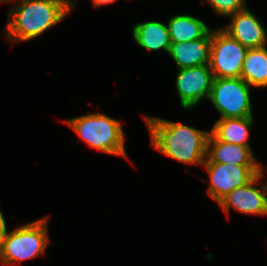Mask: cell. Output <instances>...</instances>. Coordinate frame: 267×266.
Listing matches in <instances>:
<instances>
[{"label": "cell", "instance_id": "obj_17", "mask_svg": "<svg viewBox=\"0 0 267 266\" xmlns=\"http://www.w3.org/2000/svg\"><path fill=\"white\" fill-rule=\"evenodd\" d=\"M205 1L217 15L225 18L247 7L246 0H202L201 4L204 5Z\"/></svg>", "mask_w": 267, "mask_h": 266}, {"label": "cell", "instance_id": "obj_6", "mask_svg": "<svg viewBox=\"0 0 267 266\" xmlns=\"http://www.w3.org/2000/svg\"><path fill=\"white\" fill-rule=\"evenodd\" d=\"M247 51L222 28L212 29L209 67L214 78L240 77Z\"/></svg>", "mask_w": 267, "mask_h": 266}, {"label": "cell", "instance_id": "obj_21", "mask_svg": "<svg viewBox=\"0 0 267 266\" xmlns=\"http://www.w3.org/2000/svg\"><path fill=\"white\" fill-rule=\"evenodd\" d=\"M11 0H0V3H8Z\"/></svg>", "mask_w": 267, "mask_h": 266}, {"label": "cell", "instance_id": "obj_16", "mask_svg": "<svg viewBox=\"0 0 267 266\" xmlns=\"http://www.w3.org/2000/svg\"><path fill=\"white\" fill-rule=\"evenodd\" d=\"M240 77L251 88H267V46L248 49Z\"/></svg>", "mask_w": 267, "mask_h": 266}, {"label": "cell", "instance_id": "obj_13", "mask_svg": "<svg viewBox=\"0 0 267 266\" xmlns=\"http://www.w3.org/2000/svg\"><path fill=\"white\" fill-rule=\"evenodd\" d=\"M135 42L148 51H165L168 54L171 45L168 27L159 21H146L132 26Z\"/></svg>", "mask_w": 267, "mask_h": 266}, {"label": "cell", "instance_id": "obj_20", "mask_svg": "<svg viewBox=\"0 0 267 266\" xmlns=\"http://www.w3.org/2000/svg\"><path fill=\"white\" fill-rule=\"evenodd\" d=\"M264 170H265V172H264ZM260 173L262 175H264V173H267V167H265L264 165L260 164ZM265 181H266V184H267V178H266Z\"/></svg>", "mask_w": 267, "mask_h": 266}, {"label": "cell", "instance_id": "obj_15", "mask_svg": "<svg viewBox=\"0 0 267 266\" xmlns=\"http://www.w3.org/2000/svg\"><path fill=\"white\" fill-rule=\"evenodd\" d=\"M171 43L188 42L203 38L212 28L202 19L187 14H176L167 21Z\"/></svg>", "mask_w": 267, "mask_h": 266}, {"label": "cell", "instance_id": "obj_7", "mask_svg": "<svg viewBox=\"0 0 267 266\" xmlns=\"http://www.w3.org/2000/svg\"><path fill=\"white\" fill-rule=\"evenodd\" d=\"M209 175L208 195L218 204L230 192L248 184L260 173V166H239L222 163H204Z\"/></svg>", "mask_w": 267, "mask_h": 266}, {"label": "cell", "instance_id": "obj_18", "mask_svg": "<svg viewBox=\"0 0 267 266\" xmlns=\"http://www.w3.org/2000/svg\"><path fill=\"white\" fill-rule=\"evenodd\" d=\"M7 231H8V229L6 226V221L4 219V215L2 213V210L0 209V250L2 248L3 241L5 239Z\"/></svg>", "mask_w": 267, "mask_h": 266}, {"label": "cell", "instance_id": "obj_5", "mask_svg": "<svg viewBox=\"0 0 267 266\" xmlns=\"http://www.w3.org/2000/svg\"><path fill=\"white\" fill-rule=\"evenodd\" d=\"M250 87L241 77L214 78L208 100L220 118L254 117Z\"/></svg>", "mask_w": 267, "mask_h": 266}, {"label": "cell", "instance_id": "obj_10", "mask_svg": "<svg viewBox=\"0 0 267 266\" xmlns=\"http://www.w3.org/2000/svg\"><path fill=\"white\" fill-rule=\"evenodd\" d=\"M229 24L221 27L248 49L267 46V31L255 13L248 6L240 12L229 16Z\"/></svg>", "mask_w": 267, "mask_h": 266}, {"label": "cell", "instance_id": "obj_1", "mask_svg": "<svg viewBox=\"0 0 267 266\" xmlns=\"http://www.w3.org/2000/svg\"><path fill=\"white\" fill-rule=\"evenodd\" d=\"M142 116L155 150L183 164H204L210 130L196 129L180 121H169L148 114Z\"/></svg>", "mask_w": 267, "mask_h": 266}, {"label": "cell", "instance_id": "obj_12", "mask_svg": "<svg viewBox=\"0 0 267 266\" xmlns=\"http://www.w3.org/2000/svg\"><path fill=\"white\" fill-rule=\"evenodd\" d=\"M212 29L203 37L188 42L171 43L168 54L178 69L209 64Z\"/></svg>", "mask_w": 267, "mask_h": 266}, {"label": "cell", "instance_id": "obj_2", "mask_svg": "<svg viewBox=\"0 0 267 266\" xmlns=\"http://www.w3.org/2000/svg\"><path fill=\"white\" fill-rule=\"evenodd\" d=\"M8 9L5 39L12 44L27 42L63 21L74 10L73 0H11Z\"/></svg>", "mask_w": 267, "mask_h": 266}, {"label": "cell", "instance_id": "obj_3", "mask_svg": "<svg viewBox=\"0 0 267 266\" xmlns=\"http://www.w3.org/2000/svg\"><path fill=\"white\" fill-rule=\"evenodd\" d=\"M89 148L128 159L122 123L100 112L64 120Z\"/></svg>", "mask_w": 267, "mask_h": 266}, {"label": "cell", "instance_id": "obj_14", "mask_svg": "<svg viewBox=\"0 0 267 266\" xmlns=\"http://www.w3.org/2000/svg\"><path fill=\"white\" fill-rule=\"evenodd\" d=\"M254 117L219 118L215 121L210 133L217 139L231 144L249 147V138Z\"/></svg>", "mask_w": 267, "mask_h": 266}, {"label": "cell", "instance_id": "obj_8", "mask_svg": "<svg viewBox=\"0 0 267 266\" xmlns=\"http://www.w3.org/2000/svg\"><path fill=\"white\" fill-rule=\"evenodd\" d=\"M213 73L209 64L178 69L175 89L183 109H193L202 100H208L213 83Z\"/></svg>", "mask_w": 267, "mask_h": 266}, {"label": "cell", "instance_id": "obj_9", "mask_svg": "<svg viewBox=\"0 0 267 266\" xmlns=\"http://www.w3.org/2000/svg\"><path fill=\"white\" fill-rule=\"evenodd\" d=\"M264 178L257 174L248 184L230 192L218 205L229 217L231 208L245 215L267 216V184L260 185Z\"/></svg>", "mask_w": 267, "mask_h": 266}, {"label": "cell", "instance_id": "obj_4", "mask_svg": "<svg viewBox=\"0 0 267 266\" xmlns=\"http://www.w3.org/2000/svg\"><path fill=\"white\" fill-rule=\"evenodd\" d=\"M48 217L16 226L7 231L0 250L2 265H20L24 260L44 255L49 243Z\"/></svg>", "mask_w": 267, "mask_h": 266}, {"label": "cell", "instance_id": "obj_19", "mask_svg": "<svg viewBox=\"0 0 267 266\" xmlns=\"http://www.w3.org/2000/svg\"><path fill=\"white\" fill-rule=\"evenodd\" d=\"M93 3V8H99L101 5L111 4L118 0H91Z\"/></svg>", "mask_w": 267, "mask_h": 266}, {"label": "cell", "instance_id": "obj_11", "mask_svg": "<svg viewBox=\"0 0 267 266\" xmlns=\"http://www.w3.org/2000/svg\"><path fill=\"white\" fill-rule=\"evenodd\" d=\"M204 163L239 166H260L261 164L249 147L217 140L211 133L207 141V155Z\"/></svg>", "mask_w": 267, "mask_h": 266}]
</instances>
